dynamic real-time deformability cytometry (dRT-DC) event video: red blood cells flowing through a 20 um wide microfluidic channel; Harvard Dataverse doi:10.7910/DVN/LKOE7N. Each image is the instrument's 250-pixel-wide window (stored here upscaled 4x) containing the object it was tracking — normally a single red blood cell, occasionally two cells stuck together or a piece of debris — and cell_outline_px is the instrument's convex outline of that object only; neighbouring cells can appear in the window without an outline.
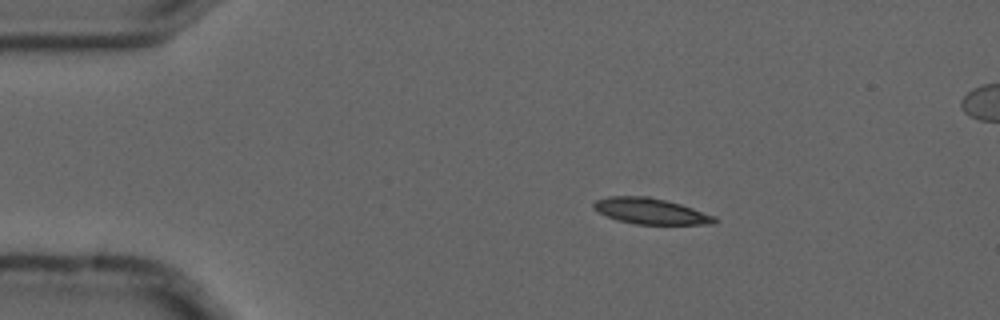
{"species": "common noctule bat (a hibernating species)", "species_latin": "Nyctalus noctula", "temperature_condition": "cold", "stored_images_in_passage": 4, "camera_frame_rate_fps": 3000, "um_per_image_px": 0.085, "animal": {"sex": "male", "forearm_length_mm": 52.5}, "frame": {"image": 1, "passage_image": 1, "time_ms": 0.0, "image_size_px": [1000, 320], "cell_outline_px": [[720, 220], [716, 224], [636, 224], [620, 220], [608, 216], [592, 208], [592, 204], [596, 200], [608, 196], [648, 196], [680, 204], [716, 216]], "centroid_in_image_um": [55.34, 17.94], "position_along_channel_um": 29.7, "area_um2": 18.15}}
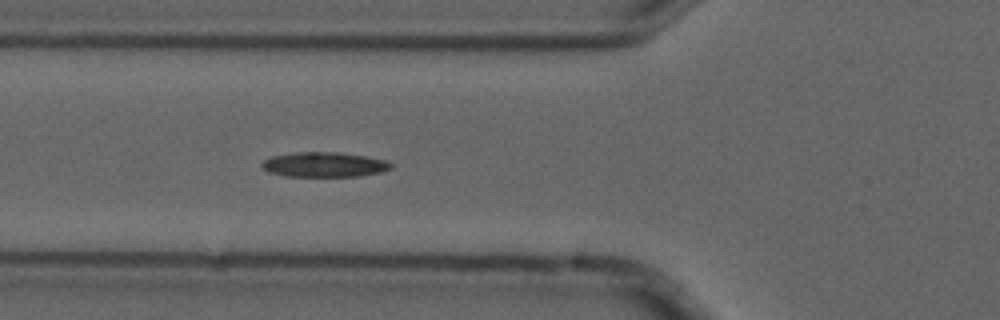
{"frame": {"image": 2, "passage_image": 4, "time_ms": 1.0, "image_size_px": [1000, 320], "cell_outline_px": [[392, 168], [380, 172], [360, 176], [284, 176], [268, 172], [260, 164], [264, 160], [272, 156], [296, 152], [340, 152], [388, 160], [392, 164]], "centroid_in_image_um": [27.57, 13.99], "position_along_channel_um": 98.2, "area_um2": 18.73}}